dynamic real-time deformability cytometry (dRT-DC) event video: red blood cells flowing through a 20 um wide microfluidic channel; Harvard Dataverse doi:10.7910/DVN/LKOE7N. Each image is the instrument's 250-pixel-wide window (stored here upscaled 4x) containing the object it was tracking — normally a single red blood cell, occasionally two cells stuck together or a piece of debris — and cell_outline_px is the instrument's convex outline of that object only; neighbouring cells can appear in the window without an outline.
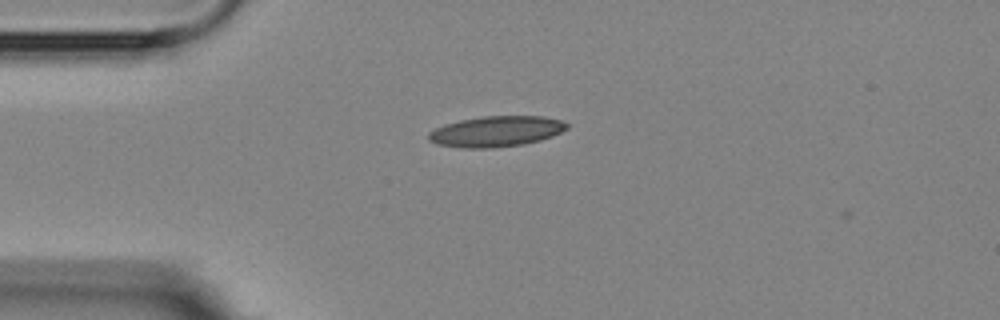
{"species": "Egyptian fruit bat (a non-hibernating species)", "species_latin": "Rousettus aegyptiacus", "temperature_condition": "room temperature", "stored_images_in_passage": 3, "camera_frame_rate_fps": 3000, "um_per_image_px": 0.085, "animal": {"sex": "female"}, "frame": {"image": 1, "passage_image": 1, "time_ms": 0.0, "image_size_px": [1000, 320], "cell_outline_px": [[568, 128], [552, 136], [540, 140], [524, 144], [492, 148], [460, 148], [436, 144], [428, 140], [428, 132], [444, 124], [460, 120], [484, 116], [544, 116], [560, 120], [568, 124]], "centroid_in_image_um": [42.15, 11.17], "position_along_channel_um": 42.9, "area_um2": 24.8}}
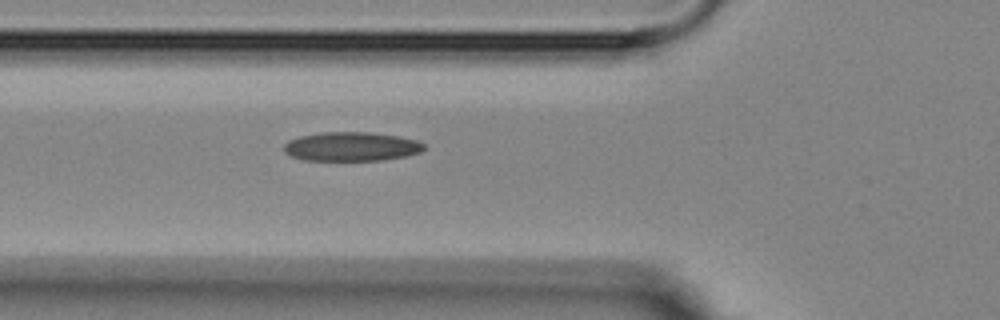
{"frame": {"image": 2, "passage_image": 3, "time_ms": 2.0, "image_size_px": [1000, 320], "cell_outline_px": [[424, 148], [420, 152], [408, 156], [384, 160], [304, 160], [292, 156], [284, 152], [284, 144], [288, 140], [300, 136], [320, 132], [368, 132], [396, 136], [416, 140], [424, 144]], "centroid_in_image_um": [29.85, 12.46], "position_along_channel_um": 95.9, "area_um2": 23.7}}